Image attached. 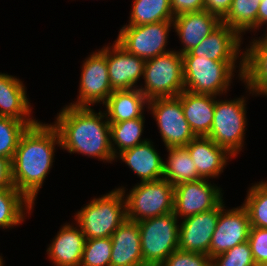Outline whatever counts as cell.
<instances>
[{"mask_svg": "<svg viewBox=\"0 0 267 266\" xmlns=\"http://www.w3.org/2000/svg\"><path fill=\"white\" fill-rule=\"evenodd\" d=\"M56 144L61 146L57 129L39 121L21 135L11 160L14 186L33 205L52 168Z\"/></svg>", "mask_w": 267, "mask_h": 266, "instance_id": "6da1fadb", "label": "cell"}, {"mask_svg": "<svg viewBox=\"0 0 267 266\" xmlns=\"http://www.w3.org/2000/svg\"><path fill=\"white\" fill-rule=\"evenodd\" d=\"M54 123L61 149L103 162L115 160L111 148L110 123L104 111L96 113L91 107L66 105L57 113Z\"/></svg>", "mask_w": 267, "mask_h": 266, "instance_id": "7a4b0ae2", "label": "cell"}, {"mask_svg": "<svg viewBox=\"0 0 267 266\" xmlns=\"http://www.w3.org/2000/svg\"><path fill=\"white\" fill-rule=\"evenodd\" d=\"M78 225L86 239L106 238L127 220L126 202L121 189L93 198L75 214Z\"/></svg>", "mask_w": 267, "mask_h": 266, "instance_id": "3957f363", "label": "cell"}, {"mask_svg": "<svg viewBox=\"0 0 267 266\" xmlns=\"http://www.w3.org/2000/svg\"><path fill=\"white\" fill-rule=\"evenodd\" d=\"M184 90L220 96L227 93L236 72V61H214L204 57H182Z\"/></svg>", "mask_w": 267, "mask_h": 266, "instance_id": "277c9868", "label": "cell"}, {"mask_svg": "<svg viewBox=\"0 0 267 266\" xmlns=\"http://www.w3.org/2000/svg\"><path fill=\"white\" fill-rule=\"evenodd\" d=\"M126 217L133 222L161 216L173 212L174 186L166 179L140 182L126 193Z\"/></svg>", "mask_w": 267, "mask_h": 266, "instance_id": "5b68a950", "label": "cell"}, {"mask_svg": "<svg viewBox=\"0 0 267 266\" xmlns=\"http://www.w3.org/2000/svg\"><path fill=\"white\" fill-rule=\"evenodd\" d=\"M142 78L145 85L138 89L148 100L177 97L184 91L182 55L177 50H170L146 60Z\"/></svg>", "mask_w": 267, "mask_h": 266, "instance_id": "8992f818", "label": "cell"}, {"mask_svg": "<svg viewBox=\"0 0 267 266\" xmlns=\"http://www.w3.org/2000/svg\"><path fill=\"white\" fill-rule=\"evenodd\" d=\"M178 221V217L173 212L138 221L141 253L145 265L160 266L178 249Z\"/></svg>", "mask_w": 267, "mask_h": 266, "instance_id": "52a82bcc", "label": "cell"}, {"mask_svg": "<svg viewBox=\"0 0 267 266\" xmlns=\"http://www.w3.org/2000/svg\"><path fill=\"white\" fill-rule=\"evenodd\" d=\"M246 98L216 100L213 123L207 136L218 146L236 156L244 145L246 118Z\"/></svg>", "mask_w": 267, "mask_h": 266, "instance_id": "ba28073f", "label": "cell"}, {"mask_svg": "<svg viewBox=\"0 0 267 266\" xmlns=\"http://www.w3.org/2000/svg\"><path fill=\"white\" fill-rule=\"evenodd\" d=\"M172 21H159L143 25H124L115 40L127 52L144 60L169 52V32Z\"/></svg>", "mask_w": 267, "mask_h": 266, "instance_id": "9c48e42d", "label": "cell"}, {"mask_svg": "<svg viewBox=\"0 0 267 266\" xmlns=\"http://www.w3.org/2000/svg\"><path fill=\"white\" fill-rule=\"evenodd\" d=\"M151 110L166 148L188 145L196 138L184 117L178 97L153 98L149 100Z\"/></svg>", "mask_w": 267, "mask_h": 266, "instance_id": "30bf717a", "label": "cell"}, {"mask_svg": "<svg viewBox=\"0 0 267 266\" xmlns=\"http://www.w3.org/2000/svg\"><path fill=\"white\" fill-rule=\"evenodd\" d=\"M77 101L69 105L91 107L104 104L114 91L109 81L106 62V46L93 52L83 61Z\"/></svg>", "mask_w": 267, "mask_h": 266, "instance_id": "8fae6325", "label": "cell"}, {"mask_svg": "<svg viewBox=\"0 0 267 266\" xmlns=\"http://www.w3.org/2000/svg\"><path fill=\"white\" fill-rule=\"evenodd\" d=\"M222 188L206 179L174 186L173 213L178 219L210 211L223 201Z\"/></svg>", "mask_w": 267, "mask_h": 266, "instance_id": "7c38bea8", "label": "cell"}, {"mask_svg": "<svg viewBox=\"0 0 267 266\" xmlns=\"http://www.w3.org/2000/svg\"><path fill=\"white\" fill-rule=\"evenodd\" d=\"M242 37L236 30L222 22L198 46L181 55L182 57H204L214 61H237L241 53L238 77L242 81L244 71V52H240Z\"/></svg>", "mask_w": 267, "mask_h": 266, "instance_id": "4fadbf2b", "label": "cell"}, {"mask_svg": "<svg viewBox=\"0 0 267 266\" xmlns=\"http://www.w3.org/2000/svg\"><path fill=\"white\" fill-rule=\"evenodd\" d=\"M250 229L249 214L243 205L229 210L223 208L212 235L209 257L212 259L248 241Z\"/></svg>", "mask_w": 267, "mask_h": 266, "instance_id": "5bb4252c", "label": "cell"}, {"mask_svg": "<svg viewBox=\"0 0 267 266\" xmlns=\"http://www.w3.org/2000/svg\"><path fill=\"white\" fill-rule=\"evenodd\" d=\"M223 203L222 201L210 211L184 218L179 223L178 249L209 255L212 235L216 229L220 212L226 207Z\"/></svg>", "mask_w": 267, "mask_h": 266, "instance_id": "9a60e30c", "label": "cell"}, {"mask_svg": "<svg viewBox=\"0 0 267 266\" xmlns=\"http://www.w3.org/2000/svg\"><path fill=\"white\" fill-rule=\"evenodd\" d=\"M114 42L112 46H106V62L112 89H136L137 81L143 77L146 60L127 52Z\"/></svg>", "mask_w": 267, "mask_h": 266, "instance_id": "2e32d148", "label": "cell"}, {"mask_svg": "<svg viewBox=\"0 0 267 266\" xmlns=\"http://www.w3.org/2000/svg\"><path fill=\"white\" fill-rule=\"evenodd\" d=\"M173 29L179 36L183 47L178 52L188 53L191 49L198 46L202 40L216 29L222 20L206 10L184 13L174 17L172 20Z\"/></svg>", "mask_w": 267, "mask_h": 266, "instance_id": "e0dca14e", "label": "cell"}, {"mask_svg": "<svg viewBox=\"0 0 267 266\" xmlns=\"http://www.w3.org/2000/svg\"><path fill=\"white\" fill-rule=\"evenodd\" d=\"M26 94V88L19 78L0 73V116L23 121L29 127L36 124L38 120L31 114V103Z\"/></svg>", "mask_w": 267, "mask_h": 266, "instance_id": "ac0fdd59", "label": "cell"}, {"mask_svg": "<svg viewBox=\"0 0 267 266\" xmlns=\"http://www.w3.org/2000/svg\"><path fill=\"white\" fill-rule=\"evenodd\" d=\"M201 179L216 178L232 156L208 137H196L185 146Z\"/></svg>", "mask_w": 267, "mask_h": 266, "instance_id": "d6986e66", "label": "cell"}, {"mask_svg": "<svg viewBox=\"0 0 267 266\" xmlns=\"http://www.w3.org/2000/svg\"><path fill=\"white\" fill-rule=\"evenodd\" d=\"M110 266H146L141 253L138 222L125 220L111 235Z\"/></svg>", "mask_w": 267, "mask_h": 266, "instance_id": "ffe728a7", "label": "cell"}, {"mask_svg": "<svg viewBox=\"0 0 267 266\" xmlns=\"http://www.w3.org/2000/svg\"><path fill=\"white\" fill-rule=\"evenodd\" d=\"M66 223L58 231L50 246L47 248L48 258L54 266H80L86 243L79 226Z\"/></svg>", "mask_w": 267, "mask_h": 266, "instance_id": "44dd1931", "label": "cell"}, {"mask_svg": "<svg viewBox=\"0 0 267 266\" xmlns=\"http://www.w3.org/2000/svg\"><path fill=\"white\" fill-rule=\"evenodd\" d=\"M242 80L249 94L267 97V34L246 47Z\"/></svg>", "mask_w": 267, "mask_h": 266, "instance_id": "7402d4cb", "label": "cell"}, {"mask_svg": "<svg viewBox=\"0 0 267 266\" xmlns=\"http://www.w3.org/2000/svg\"><path fill=\"white\" fill-rule=\"evenodd\" d=\"M149 139L131 149L119 153L121 159L140 177L141 182L156 181L163 178L164 161Z\"/></svg>", "mask_w": 267, "mask_h": 266, "instance_id": "603a6c76", "label": "cell"}, {"mask_svg": "<svg viewBox=\"0 0 267 266\" xmlns=\"http://www.w3.org/2000/svg\"><path fill=\"white\" fill-rule=\"evenodd\" d=\"M181 100L184 117L196 137L209 135L217 96L196 94L187 90L177 96Z\"/></svg>", "mask_w": 267, "mask_h": 266, "instance_id": "cb8c5ba5", "label": "cell"}, {"mask_svg": "<svg viewBox=\"0 0 267 266\" xmlns=\"http://www.w3.org/2000/svg\"><path fill=\"white\" fill-rule=\"evenodd\" d=\"M148 103L146 96L136 88L114 90L103 105L109 123H117L143 117V110Z\"/></svg>", "mask_w": 267, "mask_h": 266, "instance_id": "d4e9b609", "label": "cell"}, {"mask_svg": "<svg viewBox=\"0 0 267 266\" xmlns=\"http://www.w3.org/2000/svg\"><path fill=\"white\" fill-rule=\"evenodd\" d=\"M167 162L164 161L163 179L173 186L183 182L200 180L196 166L185 146L166 148Z\"/></svg>", "mask_w": 267, "mask_h": 266, "instance_id": "484cf974", "label": "cell"}, {"mask_svg": "<svg viewBox=\"0 0 267 266\" xmlns=\"http://www.w3.org/2000/svg\"><path fill=\"white\" fill-rule=\"evenodd\" d=\"M33 207L17 189H0V228L12 229L20 225Z\"/></svg>", "mask_w": 267, "mask_h": 266, "instance_id": "4316f807", "label": "cell"}, {"mask_svg": "<svg viewBox=\"0 0 267 266\" xmlns=\"http://www.w3.org/2000/svg\"><path fill=\"white\" fill-rule=\"evenodd\" d=\"M145 117L117 123H110L111 148L116 157L119 153L131 149L148 139H141ZM117 145V146H115ZM117 148V149H116Z\"/></svg>", "mask_w": 267, "mask_h": 266, "instance_id": "83f0119b", "label": "cell"}, {"mask_svg": "<svg viewBox=\"0 0 267 266\" xmlns=\"http://www.w3.org/2000/svg\"><path fill=\"white\" fill-rule=\"evenodd\" d=\"M128 25H143L172 21L170 0H134Z\"/></svg>", "mask_w": 267, "mask_h": 266, "instance_id": "f1b7e54d", "label": "cell"}, {"mask_svg": "<svg viewBox=\"0 0 267 266\" xmlns=\"http://www.w3.org/2000/svg\"><path fill=\"white\" fill-rule=\"evenodd\" d=\"M261 0H233L222 22L241 36L245 31L257 30V13ZM256 29V30H255Z\"/></svg>", "mask_w": 267, "mask_h": 266, "instance_id": "f546056e", "label": "cell"}, {"mask_svg": "<svg viewBox=\"0 0 267 266\" xmlns=\"http://www.w3.org/2000/svg\"><path fill=\"white\" fill-rule=\"evenodd\" d=\"M242 205L249 214L251 227L267 228V181L251 186Z\"/></svg>", "mask_w": 267, "mask_h": 266, "instance_id": "4dcf8cb0", "label": "cell"}, {"mask_svg": "<svg viewBox=\"0 0 267 266\" xmlns=\"http://www.w3.org/2000/svg\"><path fill=\"white\" fill-rule=\"evenodd\" d=\"M28 127L23 121L0 116V157L12 160L20 137Z\"/></svg>", "mask_w": 267, "mask_h": 266, "instance_id": "1f68e13d", "label": "cell"}, {"mask_svg": "<svg viewBox=\"0 0 267 266\" xmlns=\"http://www.w3.org/2000/svg\"><path fill=\"white\" fill-rule=\"evenodd\" d=\"M112 239H86L80 266H110Z\"/></svg>", "mask_w": 267, "mask_h": 266, "instance_id": "d6a6232c", "label": "cell"}, {"mask_svg": "<svg viewBox=\"0 0 267 266\" xmlns=\"http://www.w3.org/2000/svg\"><path fill=\"white\" fill-rule=\"evenodd\" d=\"M211 266H257L248 241L238 244L211 259Z\"/></svg>", "mask_w": 267, "mask_h": 266, "instance_id": "836d02e7", "label": "cell"}, {"mask_svg": "<svg viewBox=\"0 0 267 266\" xmlns=\"http://www.w3.org/2000/svg\"><path fill=\"white\" fill-rule=\"evenodd\" d=\"M160 266H211V258L204 253L177 249Z\"/></svg>", "mask_w": 267, "mask_h": 266, "instance_id": "e575fe53", "label": "cell"}, {"mask_svg": "<svg viewBox=\"0 0 267 266\" xmlns=\"http://www.w3.org/2000/svg\"><path fill=\"white\" fill-rule=\"evenodd\" d=\"M257 266H267V228L251 227L248 237Z\"/></svg>", "mask_w": 267, "mask_h": 266, "instance_id": "d590c367", "label": "cell"}, {"mask_svg": "<svg viewBox=\"0 0 267 266\" xmlns=\"http://www.w3.org/2000/svg\"><path fill=\"white\" fill-rule=\"evenodd\" d=\"M174 17L204 10V0H170Z\"/></svg>", "mask_w": 267, "mask_h": 266, "instance_id": "8d00e7d4", "label": "cell"}, {"mask_svg": "<svg viewBox=\"0 0 267 266\" xmlns=\"http://www.w3.org/2000/svg\"><path fill=\"white\" fill-rule=\"evenodd\" d=\"M233 0H204V10L214 14L221 20L230 10Z\"/></svg>", "mask_w": 267, "mask_h": 266, "instance_id": "74e56055", "label": "cell"}, {"mask_svg": "<svg viewBox=\"0 0 267 266\" xmlns=\"http://www.w3.org/2000/svg\"><path fill=\"white\" fill-rule=\"evenodd\" d=\"M0 189H16L12 180L11 159L0 157Z\"/></svg>", "mask_w": 267, "mask_h": 266, "instance_id": "f35d334b", "label": "cell"}, {"mask_svg": "<svg viewBox=\"0 0 267 266\" xmlns=\"http://www.w3.org/2000/svg\"><path fill=\"white\" fill-rule=\"evenodd\" d=\"M264 24L267 25V0H261L257 13V30ZM267 29V27H266Z\"/></svg>", "mask_w": 267, "mask_h": 266, "instance_id": "ab89813d", "label": "cell"}, {"mask_svg": "<svg viewBox=\"0 0 267 266\" xmlns=\"http://www.w3.org/2000/svg\"><path fill=\"white\" fill-rule=\"evenodd\" d=\"M4 265V262H3V257L0 256V266H3Z\"/></svg>", "mask_w": 267, "mask_h": 266, "instance_id": "60d3db41", "label": "cell"}]
</instances>
